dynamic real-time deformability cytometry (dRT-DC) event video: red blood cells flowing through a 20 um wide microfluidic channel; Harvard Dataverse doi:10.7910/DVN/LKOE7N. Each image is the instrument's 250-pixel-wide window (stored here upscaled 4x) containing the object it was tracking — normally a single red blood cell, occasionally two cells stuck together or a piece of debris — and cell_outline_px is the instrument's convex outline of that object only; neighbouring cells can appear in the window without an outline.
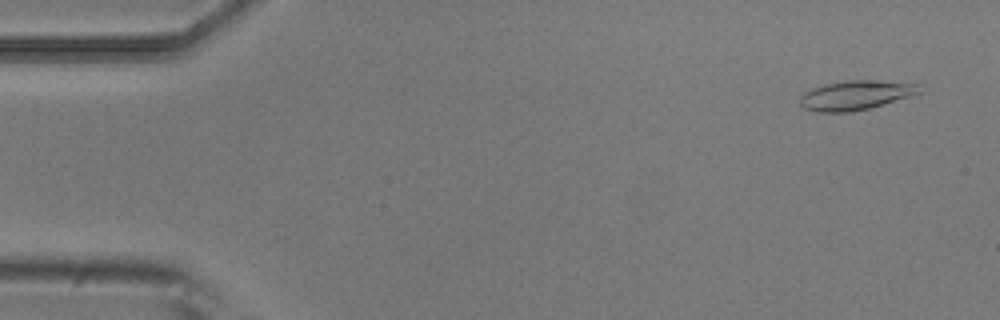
{"species": "common noctule bat (a hibernating species)", "species_latin": "Nyctalus noctula", "temperature_condition": "room temperature", "stored_images_in_passage": 6, "camera_frame_rate_fps": 3000, "um_per_image_px": 0.085, "animal": {"sex": "male", "body_mass_g": 20.5, "forearm_length_mm": 52.5}, "frame": {"image": 1, "passage_image": 1, "time_ms": 0.0, "image_size_px": [1000, 320], "cell_outline_px": [[920, 92], [872, 108], [852, 112], [816, 112], [804, 108], [800, 104], [800, 96], [804, 92], [812, 88], [824, 84], [848, 80], [880, 80], [916, 84]], "centroid_in_image_um": [72.66, 8.1], "position_along_channel_um": 12.3, "area_um2": 20.35}}
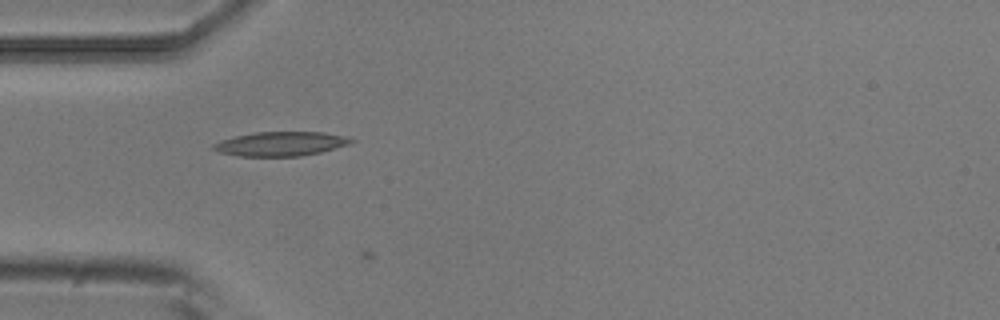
{"frame": {"image": 2, "passage_image": 4, "time_ms": 1.0, "image_size_px": [1000, 320], "cell_outline_px": [[356, 140], [348, 144], [320, 152], [300, 156], [240, 156], [220, 152], [212, 148], [212, 144], [220, 140], [236, 136], [256, 132], [324, 132], [344, 136]], "centroid_in_image_um": [23.84, 12.22], "position_along_channel_um": 61.2, "area_um2": 19.25}}
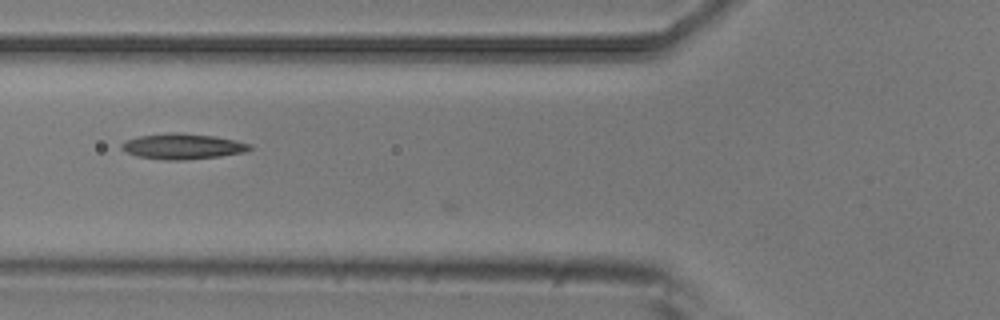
{"frame": {"image": 3, "passage_image": 5, "time_ms": 1.333, "image_size_px": [1000, 320], "cell_outline_px": [[252, 148], [244, 152], [220, 156], [180, 160], [164, 160], [136, 156], [120, 148], [120, 144], [124, 140], [140, 136], [168, 132], [176, 132], [216, 136], [236, 140], [252, 144]], "centroid_in_image_um": [15.51, 12.43], "position_along_channel_um": 110.3, "area_um2": 19.19}}